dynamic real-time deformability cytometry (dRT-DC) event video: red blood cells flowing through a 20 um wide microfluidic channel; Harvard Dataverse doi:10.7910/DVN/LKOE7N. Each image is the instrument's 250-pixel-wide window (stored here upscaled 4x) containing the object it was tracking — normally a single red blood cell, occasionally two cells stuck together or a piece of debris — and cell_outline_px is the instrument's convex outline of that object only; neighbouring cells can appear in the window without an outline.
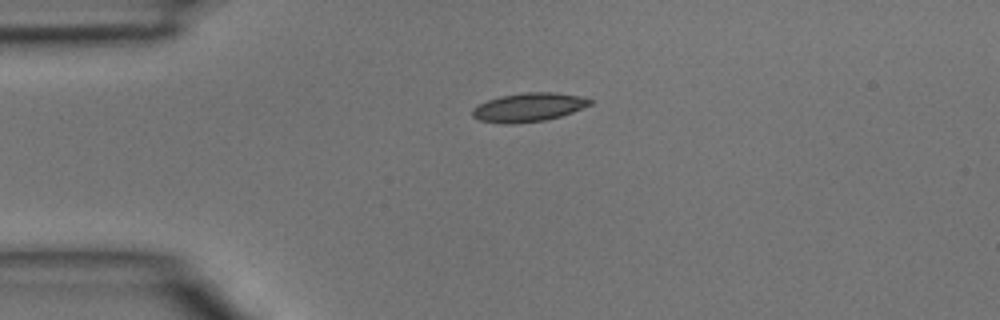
{"species": "common noctule bat (a hibernating species)", "species_latin": "Nyctalus noctula", "temperature_condition": "room temperature", "stored_images_in_passage": 36, "camera_frame_rate_fps": 3000, "um_per_image_px": 0.085, "animal": {"sex": "male", "body_mass_g": 15.6}, "frame": {"image": 1, "passage_image": 1, "time_ms": 0.0, "image_size_px": [1000, 320], "cell_outline_px": [[592, 104], [572, 112], [560, 116], [544, 120], [516, 124], [504, 124], [480, 120], [472, 116], [472, 108], [488, 100], [500, 96], [524, 92], [552, 92], [580, 96], [592, 100]], "centroid_in_image_um": [44.91, 9.12], "position_along_channel_um": 40.1, "area_um2": 19.59}}
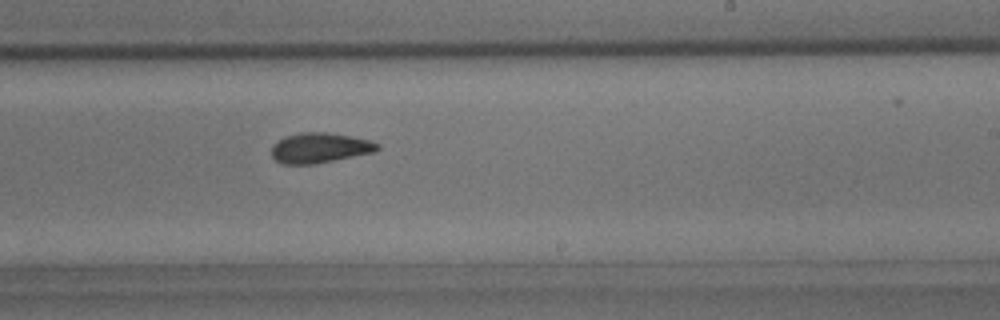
{"frame": {"image": 2, "passage_image": 18, "time_ms": 5.667, "image_size_px": [1000, 320], "cell_outline_px": [[380, 148], [376, 152], [316, 164], [280, 164], [272, 156], [272, 144], [276, 140], [284, 136], [300, 132], [328, 132], [352, 136], [368, 140], [380, 144]], "centroid_in_image_um": [27.17, 12.56], "position_along_channel_um": 261.8, "area_um2": 18.96}}
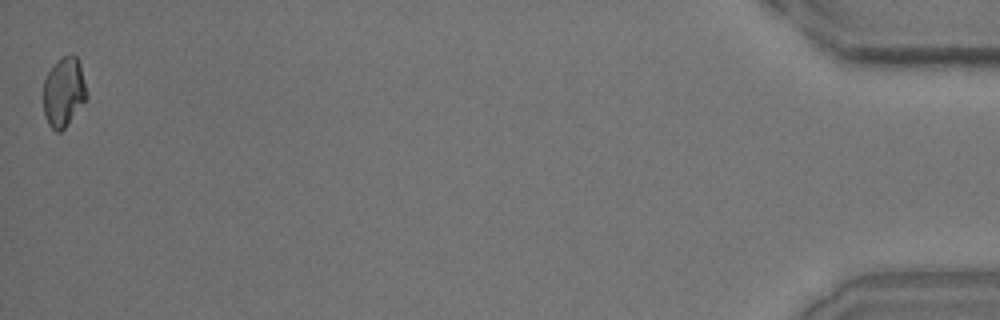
{"frame": {"image": 3, "passage_image": 36, "time_ms": 11.667, "image_size_px": [1000, 320], "cell_outline_px": [[88, 96], [64, 128], [60, 132], [56, 132], [48, 124], [44, 116], [44, 80], [48, 72], [64, 56], [72, 52], [76, 56], [80, 64]], "centroid_in_image_um": [5.42, 7.82], "position_along_channel_um": 429.8, "area_um2": 17.22}}